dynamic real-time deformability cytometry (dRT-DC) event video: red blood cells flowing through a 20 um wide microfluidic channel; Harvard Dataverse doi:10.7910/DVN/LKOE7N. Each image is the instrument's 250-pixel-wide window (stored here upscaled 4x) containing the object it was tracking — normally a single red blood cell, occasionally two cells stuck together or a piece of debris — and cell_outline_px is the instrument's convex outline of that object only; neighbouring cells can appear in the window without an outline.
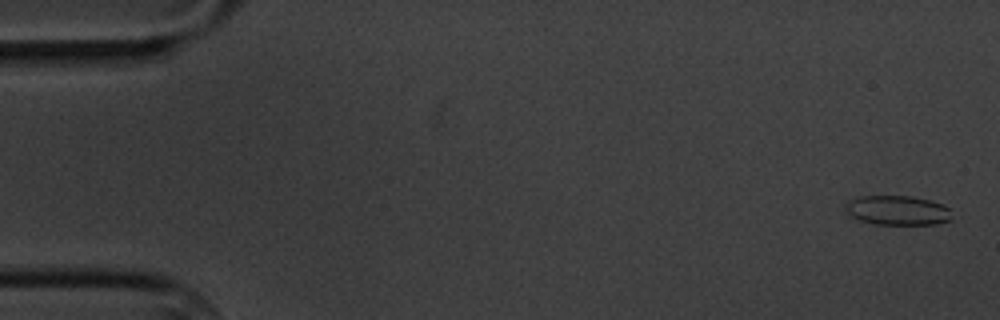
{"species": "common noctule bat (a hibernating species)", "species_latin": "Nyctalus noctula", "temperature_condition": "cold", "stored_images_in_passage": 6, "camera_frame_rate_fps": 3000, "um_per_image_px": 0.085, "animal": {"sex": "male", "body_mass_g": 20.1, "forearm_length_mm": 53.5}, "frame": {"image": 1, "passage_image": 1, "time_ms": 0.0, "image_size_px": [1000, 320], "cell_outline_px": [[952, 220], [936, 224], [876, 224], [860, 220], [852, 216], [848, 212], [844, 204], [848, 200], [860, 196], [912, 196], [944, 204], [948, 208]], "centroid_in_image_um": [76.29, 17.87], "position_along_channel_um": 8.7, "area_um2": 18.21}}